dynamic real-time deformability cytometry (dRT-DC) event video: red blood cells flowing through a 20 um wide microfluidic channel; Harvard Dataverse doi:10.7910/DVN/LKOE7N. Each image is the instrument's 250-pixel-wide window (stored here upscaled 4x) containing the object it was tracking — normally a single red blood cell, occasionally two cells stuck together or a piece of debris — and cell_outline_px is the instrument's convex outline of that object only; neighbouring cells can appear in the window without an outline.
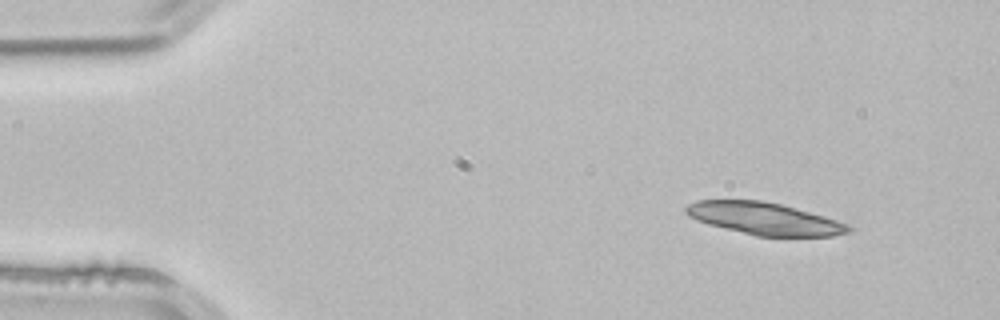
{"species": "common noctule bat (a hibernating species)", "species_latin": "Nyctalus noctula", "temperature_condition": "room temperature", "stored_images_in_passage": 3, "camera_frame_rate_fps": 3000, "um_per_image_px": 0.085, "animal": {"sex": "male", "body_mass_g": 21.5, "forearm_length_mm": 52.0}, "frame": {"image": 1, "passage_image": 1, "time_ms": 0.0, "image_size_px": [1000, 320], "cell_outline_px": [[852, 228], [848, 232], [832, 236], [756, 236], [708, 224], [688, 216], [684, 212], [684, 208], [688, 204], [696, 200], [760, 200], [780, 204], [824, 216], [848, 224]], "centroid_in_image_um": [64.93, 18.58], "position_along_channel_um": 20.1, "area_um2": 30.29}}